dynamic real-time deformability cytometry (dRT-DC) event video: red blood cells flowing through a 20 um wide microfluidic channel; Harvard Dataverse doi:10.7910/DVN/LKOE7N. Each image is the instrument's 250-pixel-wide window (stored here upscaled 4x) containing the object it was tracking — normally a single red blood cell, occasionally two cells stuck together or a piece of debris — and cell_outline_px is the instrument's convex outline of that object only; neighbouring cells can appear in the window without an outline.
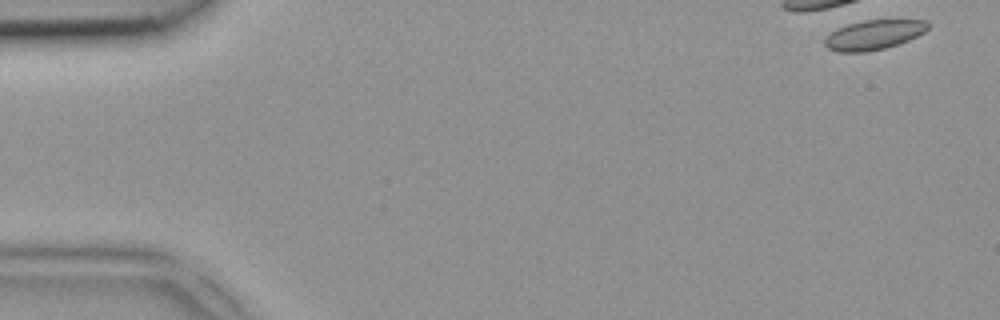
{"species": "common noctule bat (a hibernating species)", "species_latin": "Nyctalus noctula", "temperature_condition": "room temperature", "stored_images_in_passage": 1, "camera_frame_rate_fps": 3000, "um_per_image_px": 0.085, "animal": {"sex": "female", "body_mass_g": 18.4}, "frame": {"image": 1, "passage_image": 1, "time_ms": 0.0, "image_size_px": [1000, 320], "cell_outline_px": [[932, 24], [924, 32], [908, 40], [884, 48], [868, 52], [840, 52], [828, 48], [824, 44], [824, 40], [836, 28], [848, 24], [864, 20], [928, 20]], "centroid_in_image_um": [74.29, 2.95], "position_along_channel_um": 10.7, "area_um2": 17.74}}